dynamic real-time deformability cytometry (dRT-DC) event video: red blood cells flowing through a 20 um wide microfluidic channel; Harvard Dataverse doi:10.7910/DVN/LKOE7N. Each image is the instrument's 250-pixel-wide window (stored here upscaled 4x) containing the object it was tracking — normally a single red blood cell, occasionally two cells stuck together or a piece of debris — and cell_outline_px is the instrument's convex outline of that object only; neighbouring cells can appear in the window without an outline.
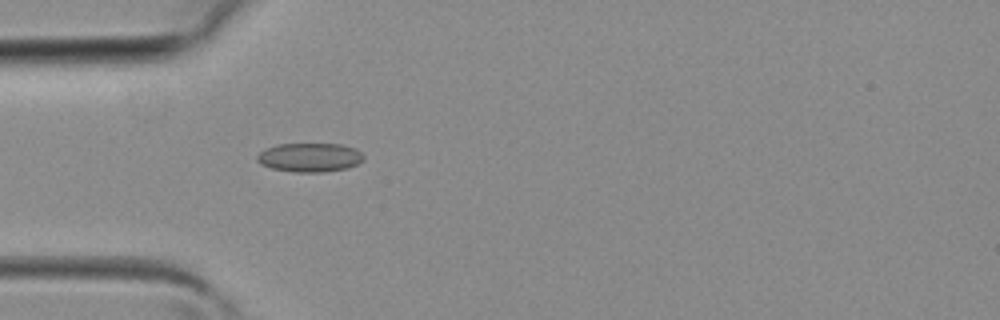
{"species": "common noctule bat (a hibernating species)", "species_latin": "Nyctalus noctula", "temperature_condition": "room temperature", "stored_images_in_passage": 34, "camera_frame_rate_fps": 3000, "um_per_image_px": 0.085, "animal": {"sex": "female", "body_mass_g": 19.3, "forearm_length_mm": 54.1}, "frame": {"image": 1, "passage_image": 7, "time_ms": 2.0, "image_size_px": [1000, 320], "cell_outline_px": [[364, 160], [348, 168], [324, 172], [296, 172], [272, 168], [260, 164], [256, 160], [256, 156], [264, 148], [276, 144], [340, 144], [356, 148], [364, 156]], "centroid_in_image_um": [26.31, 13.37], "position_along_channel_um": 58.7, "area_um2": 18.09}}
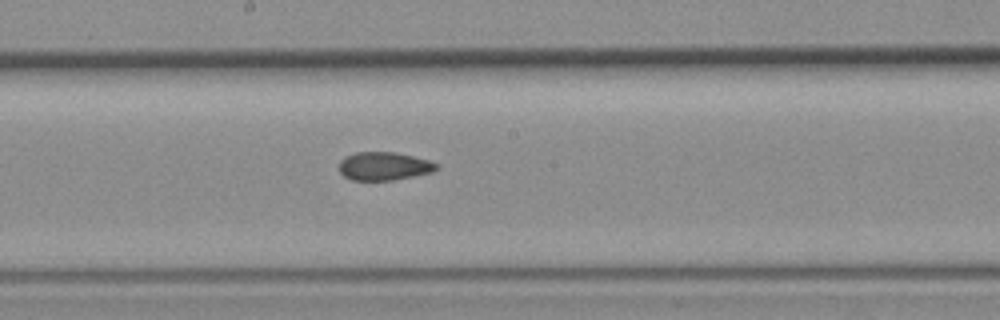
{"frame": {"image": 2, "passage_image": 16, "time_ms": 5.0, "image_size_px": [1000, 320], "cell_outline_px": [[440, 168], [432, 172], [392, 180], [352, 180], [344, 176], [340, 172], [340, 160], [344, 156], [356, 152], [392, 152], [412, 156], [428, 160], [440, 164]], "centroid_in_image_um": [32.64, 14.12], "position_along_channel_um": 215.6, "area_um2": 16.01}}
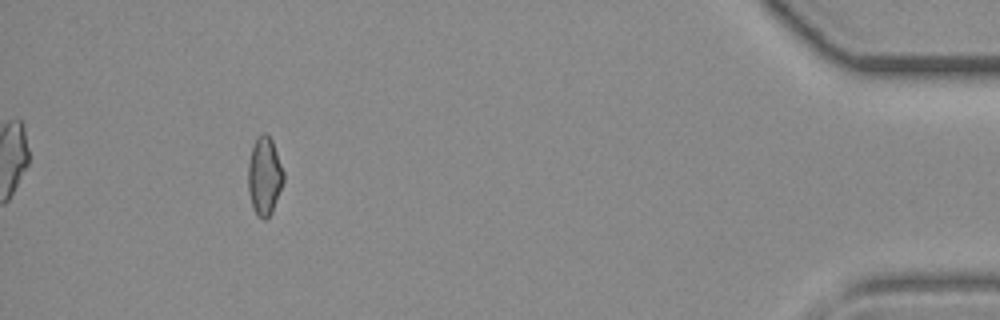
{"frame": {"image": 3, "passage_image": 31, "time_ms": 10.0, "image_size_px": [1000, 320], "cell_outline_px": [[284, 180], [272, 212], [264, 220], [256, 216], [252, 208], [248, 192], [248, 160], [256, 136], [264, 132], [272, 140], [284, 172]], "centroid_in_image_um": [22.46, 14.98], "position_along_channel_um": 412.7, "area_um2": 16.3}}